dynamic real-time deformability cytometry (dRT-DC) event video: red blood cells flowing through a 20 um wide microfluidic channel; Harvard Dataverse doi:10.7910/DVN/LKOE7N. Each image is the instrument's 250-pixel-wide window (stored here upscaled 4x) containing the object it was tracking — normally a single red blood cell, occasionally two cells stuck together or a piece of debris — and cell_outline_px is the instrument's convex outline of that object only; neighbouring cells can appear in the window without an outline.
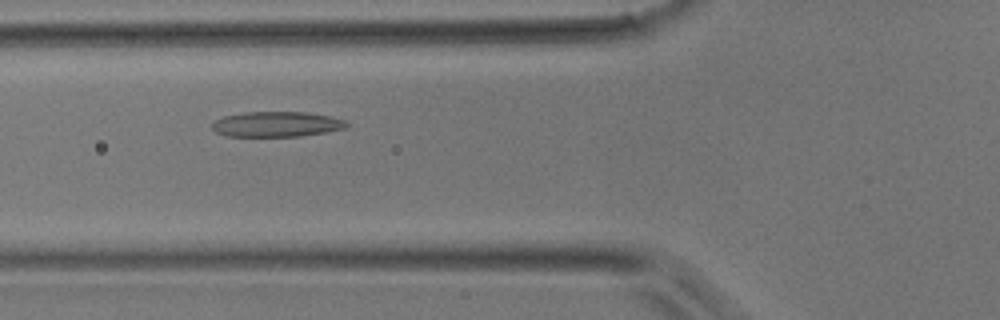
{"species": "common noctule bat (a hibernating species)", "species_latin": "Nyctalus noctula", "temperature_condition": "room temperature", "stored_images_in_passage": 43, "camera_frame_rate_fps": 3000, "um_per_image_px": 0.085, "animal": {"sex": "male", "body_mass_g": 17.9}, "frame": {"image": 1, "passage_image": 13, "time_ms": 4.0, "image_size_px": [1000, 320], "cell_outline_px": [[348, 124], [344, 128], [324, 132], [300, 136], [228, 136], [216, 132], [212, 128], [212, 124], [216, 120], [224, 116], [244, 112], [304, 112], [332, 116], [344, 120]], "centroid_in_image_um": [23.5, 10.55], "position_along_channel_um": 102.3, "area_um2": 19.59}}
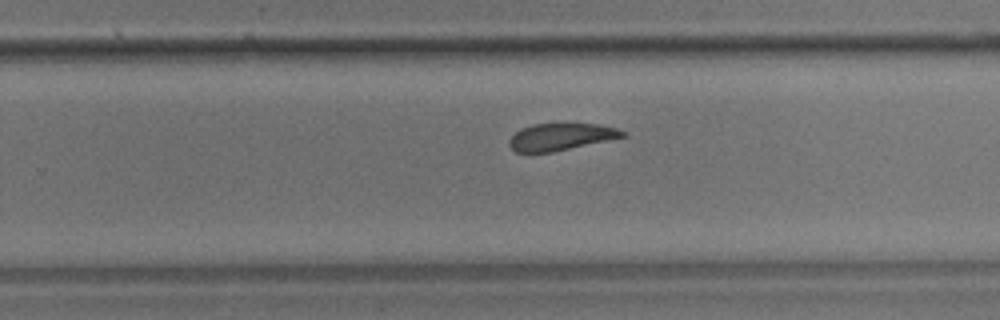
{"frame": {"image": 2, "passage_image": 26, "time_ms": 8.333, "image_size_px": [1000, 320], "cell_outline_px": [[628, 136], [552, 152], [516, 152], [508, 144], [508, 140], [520, 128], [532, 124], [600, 124], [616, 128], [624, 132]], "centroid_in_image_um": [47.66, 11.62], "position_along_channel_um": 282.1, "area_um2": 17.74}}
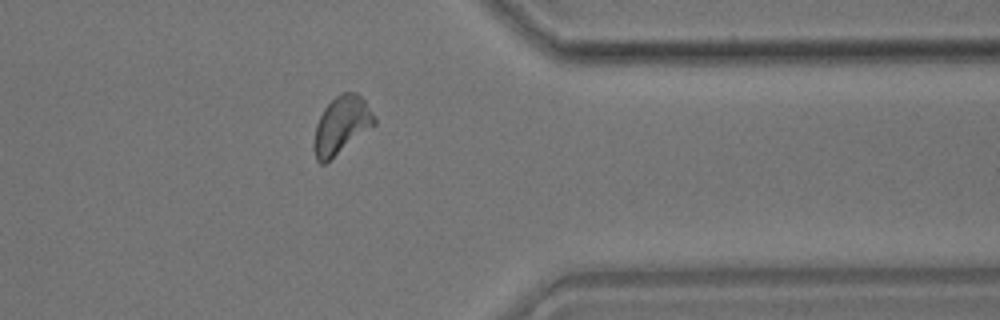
{"frame": {"image": 3, "passage_image": 34, "time_ms": 11.0, "image_size_px": [1000, 320], "cell_outline_px": [[376, 124], [324, 164], [320, 164], [316, 160], [312, 148], [312, 144], [316, 124], [324, 108], [340, 92], [356, 92], [364, 100], [372, 112], [376, 120]], "centroid_in_image_um": [28.98, 10.65], "position_along_channel_um": 382.4, "area_um2": 20.17}}